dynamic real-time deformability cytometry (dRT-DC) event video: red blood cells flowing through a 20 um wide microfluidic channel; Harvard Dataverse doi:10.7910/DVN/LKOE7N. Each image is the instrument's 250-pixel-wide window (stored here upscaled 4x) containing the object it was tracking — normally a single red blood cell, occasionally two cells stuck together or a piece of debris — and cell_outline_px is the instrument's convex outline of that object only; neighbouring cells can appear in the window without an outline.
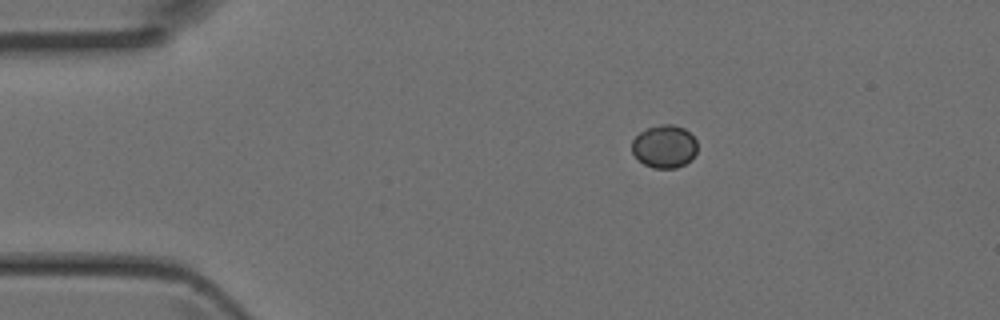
{"species": "Egyptian fruit bat (a non-hibernating species)", "species_latin": "Rousettus aegyptiacus", "temperature_condition": "room temperature", "stored_images_in_passage": 3, "camera_frame_rate_fps": 3000, "um_per_image_px": 0.085, "animal": {"sex": "female"}, "frame": {"image": 1, "passage_image": 1, "time_ms": 0.0, "image_size_px": [1000, 320], "cell_outline_px": [[696, 152], [692, 160], [676, 168], [652, 168], [644, 164], [632, 152], [632, 140], [640, 132], [648, 128], [660, 124], [672, 124], [684, 128], [696, 140]], "centroid_in_image_um": [56.48, 12.45], "position_along_channel_um": 28.5, "area_um2": 16.3}}
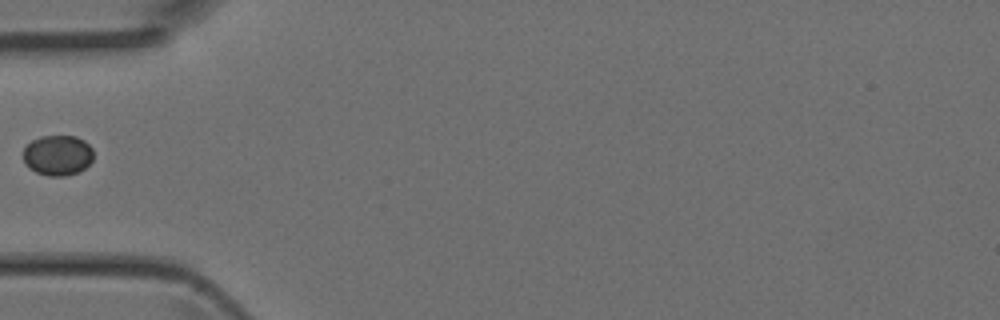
{"frame": {"image": 2, "passage_image": 3, "time_ms": 0.667, "image_size_px": [1000, 320], "cell_outline_px": [[92, 160], [84, 168], [76, 172], [64, 176], [48, 176], [36, 172], [28, 168], [24, 164], [24, 148], [32, 140], [40, 136], [76, 136], [84, 140], [92, 148]], "centroid_in_image_um": [4.88, 13.19], "position_along_channel_um": 80.1, "area_um2": 16.47}}